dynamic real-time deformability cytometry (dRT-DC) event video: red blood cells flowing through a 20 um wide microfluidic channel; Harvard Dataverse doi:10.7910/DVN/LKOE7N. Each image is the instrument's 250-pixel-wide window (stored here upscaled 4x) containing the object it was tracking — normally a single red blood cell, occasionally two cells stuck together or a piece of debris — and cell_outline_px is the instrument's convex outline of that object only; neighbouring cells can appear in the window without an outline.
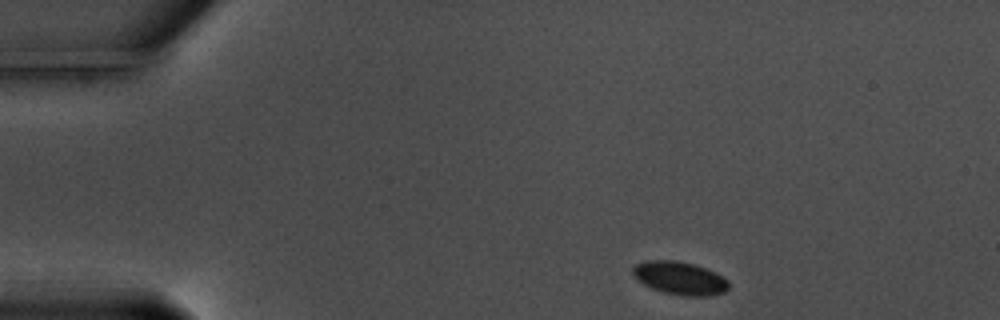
{"species": "common noctule bat (a hibernating species)", "species_latin": "Nyctalus noctula", "temperature_condition": "warm", "stored_images_in_passage": 50, "camera_frame_rate_fps": 3000, "um_per_image_px": 0.085, "animal": {"sex": "male", "body_mass_g": 17.5, "forearm_length_mm": 52.3}, "frame": {"image": 1, "passage_image": 1, "time_ms": 0.0, "image_size_px": [1000, 320], "cell_outline_px": [[728, 288], [724, 292], [708, 296], [680, 296], [664, 292], [652, 288], [644, 284], [632, 272], [632, 268], [636, 264], [648, 260], [676, 260], [692, 264], [704, 268], [728, 280]], "centroid_in_image_um": [57.78, 23.65], "position_along_channel_um": 27.2, "area_um2": 18.15}}
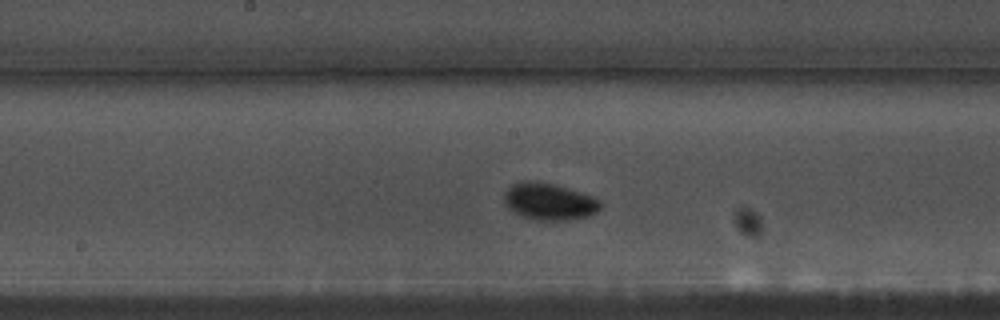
{"frame": {"image": 2, "passage_image": 22, "time_ms": 7.0, "image_size_px": [1000, 320], "cell_outline_px": [[604, 204], [596, 212], [588, 216], [568, 220], [536, 220], [520, 216], [512, 212], [508, 208], [504, 200], [504, 192], [512, 184], [520, 180], [536, 180], [556, 184], [592, 196], [600, 200]], "centroid_in_image_um": [46.66, 17.12], "position_along_channel_um": 201.5, "area_um2": 21.1}}
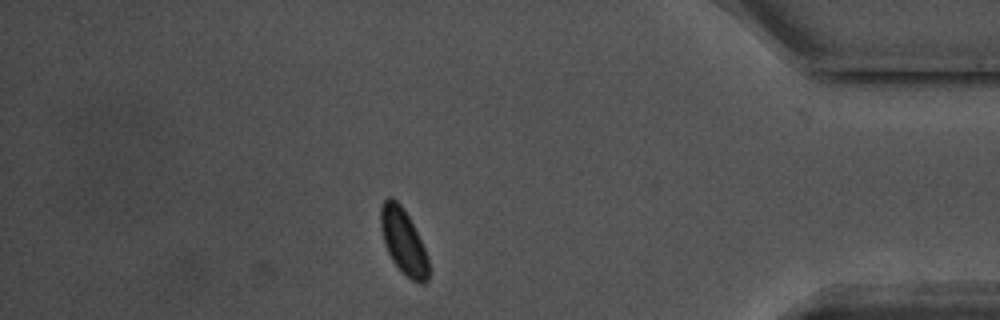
{"frame": {"image": 3, "passage_image": 42, "time_ms": 13.667, "image_size_px": [1000, 320], "cell_outline_px": [[428, 280], [424, 284], [420, 284], [412, 280], [392, 260], [384, 244], [380, 228], [380, 208], [384, 200], [388, 196], [392, 196], [404, 208], [428, 256]], "centroid_in_image_um": [34.26, 20.49], "position_along_channel_um": 400.9, "area_um2": 18.03}}